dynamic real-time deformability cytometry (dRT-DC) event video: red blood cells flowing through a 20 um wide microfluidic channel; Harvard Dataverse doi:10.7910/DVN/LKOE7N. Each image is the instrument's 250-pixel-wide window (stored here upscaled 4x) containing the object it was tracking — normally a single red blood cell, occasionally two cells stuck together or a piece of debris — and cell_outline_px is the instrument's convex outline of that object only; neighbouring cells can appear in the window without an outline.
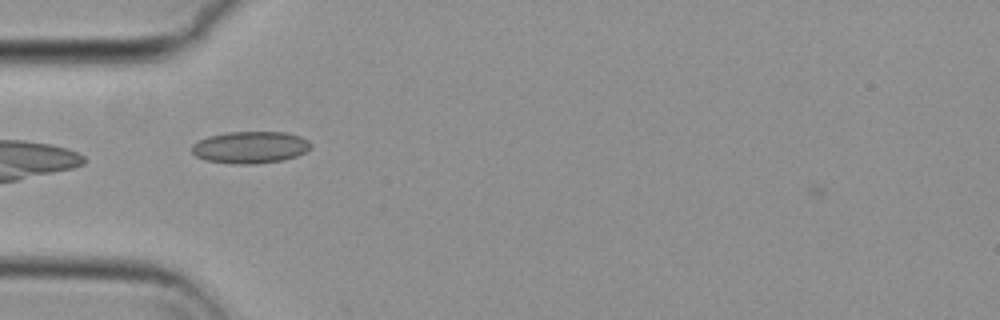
{"species": "common noctule bat (a hibernating species)", "species_latin": "Nyctalus noctula", "temperature_condition": "cold", "stored_images_in_passage": 28, "camera_frame_rate_fps": 3000, "um_per_image_px": 0.085, "animal": {"sex": "female", "body_mass_g": 29.2, "forearm_length_mm": 56.3}, "frame": {"image": 1, "passage_image": 9, "time_ms": 2.667, "image_size_px": [1000, 320], "cell_outline_px": [[312, 148], [296, 156], [284, 160], [252, 164], [236, 164], [204, 160], [196, 156], [192, 152], [192, 144], [208, 136], [228, 132], [284, 132], [300, 136], [308, 140], [312, 144]], "centroid_in_image_um": [21.28, 12.52], "position_along_channel_um": 63.7, "area_um2": 22.2}}